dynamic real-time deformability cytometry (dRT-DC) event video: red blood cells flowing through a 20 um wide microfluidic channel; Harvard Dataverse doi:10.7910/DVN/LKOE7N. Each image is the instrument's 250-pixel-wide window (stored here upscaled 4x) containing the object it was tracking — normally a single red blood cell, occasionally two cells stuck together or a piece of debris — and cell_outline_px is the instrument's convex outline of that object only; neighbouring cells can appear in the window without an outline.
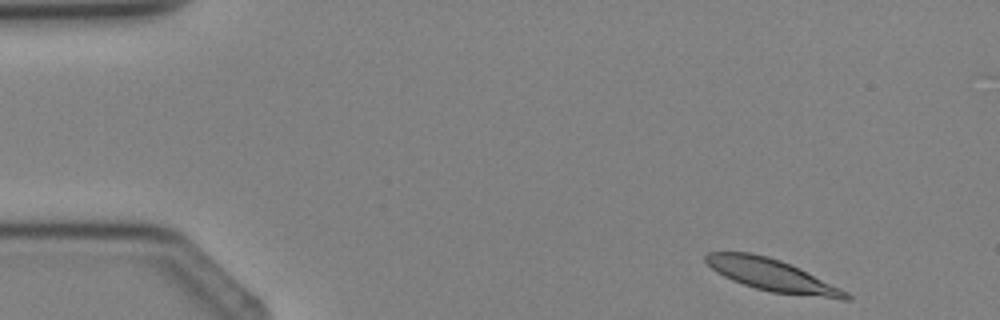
{"species": "Egyptian fruit bat (a non-hibernating species)", "species_latin": "Rousettus aegyptiacus", "temperature_condition": "cold", "stored_images_in_passage": 3, "camera_frame_rate_fps": 3000, "um_per_image_px": 0.085, "animal": {"sex": "female"}, "frame": {"image": 1, "passage_image": 1, "time_ms": 0.0, "image_size_px": [1000, 320], "cell_outline_px": [[852, 296], [848, 300], [840, 300], [772, 292], [756, 288], [732, 280], [716, 272], [704, 260], [704, 256], [708, 252], [752, 252], [768, 256], [780, 260], [800, 268], [848, 292]], "centroid_in_image_um": [65.64, 23.39], "position_along_channel_um": 19.4, "area_um2": 26.18}}
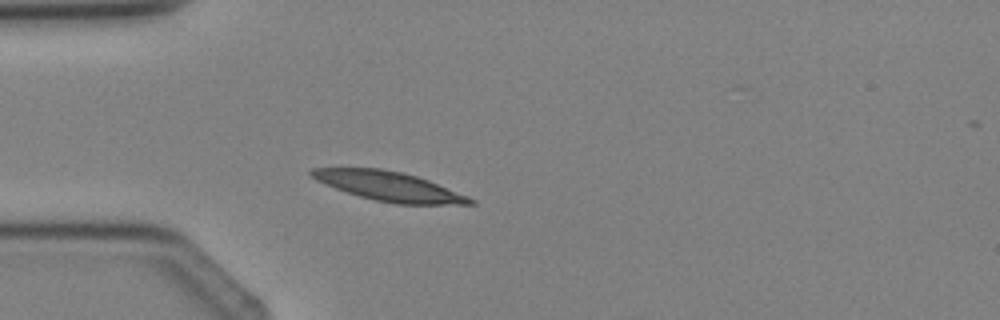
{"frame": {"image": 2, "passage_image": 3, "time_ms": 2.333, "image_size_px": [1000, 320], "cell_outline_px": [[476, 204], [396, 204], [376, 200], [360, 196], [336, 188], [316, 180], [308, 172], [312, 168], [380, 168], [400, 172], [416, 176], [428, 180], [468, 196], [476, 200]], "centroid_in_image_um": [33.08, 15.83], "position_along_channel_um": 51.9, "area_um2": 26.7}}